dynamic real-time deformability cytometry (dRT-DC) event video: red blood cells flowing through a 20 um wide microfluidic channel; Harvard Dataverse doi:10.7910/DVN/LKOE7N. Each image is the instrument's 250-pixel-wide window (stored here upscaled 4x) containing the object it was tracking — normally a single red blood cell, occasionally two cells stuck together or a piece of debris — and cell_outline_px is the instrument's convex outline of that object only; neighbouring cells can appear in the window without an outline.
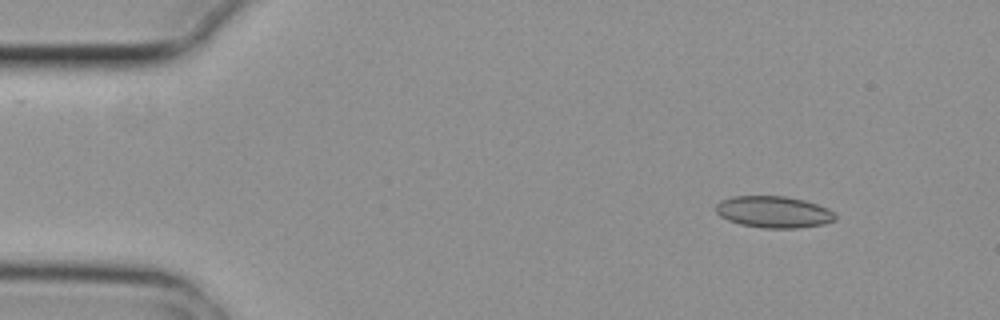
{"species": "common noctule bat (a hibernating species)", "species_latin": "Nyctalus noctula", "temperature_condition": "cold", "stored_images_in_passage": 4, "camera_frame_rate_fps": 3000, "um_per_image_px": 0.085, "animal": {"sex": "female", "body_mass_g": 29.2, "forearm_length_mm": 56.3}, "frame": {"image": 1, "passage_image": 2, "time_ms": 0.333, "image_size_px": [1000, 320], "cell_outline_px": [[836, 220], [824, 224], [796, 228], [764, 228], [740, 224], [728, 220], [720, 216], [716, 212], [716, 204], [720, 200], [732, 196], [784, 196], [804, 200], [828, 208], [836, 216]], "centroid_in_image_um": [65.74, 18.01], "position_along_channel_um": 19.3, "area_um2": 22.02}}